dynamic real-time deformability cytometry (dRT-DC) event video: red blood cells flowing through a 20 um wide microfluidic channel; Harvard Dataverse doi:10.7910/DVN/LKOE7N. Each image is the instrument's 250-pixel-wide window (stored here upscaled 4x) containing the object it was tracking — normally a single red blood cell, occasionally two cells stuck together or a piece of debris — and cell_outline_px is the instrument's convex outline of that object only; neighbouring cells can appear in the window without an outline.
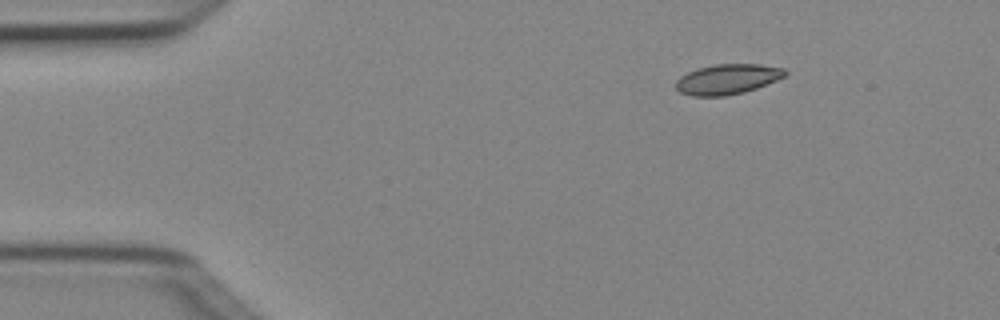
{"species": "Egyptian fruit bat (a non-hibernating species)", "species_latin": "Rousettus aegyptiacus", "temperature_condition": "cold", "stored_images_in_passage": 4, "camera_frame_rate_fps": 3000, "um_per_image_px": 0.085, "animal": {"sex": "female"}, "frame": {"image": 1, "passage_image": 2, "time_ms": 0.333, "image_size_px": [1000, 320], "cell_outline_px": [[788, 72], [784, 76], [776, 80], [756, 88], [744, 92], [724, 96], [692, 96], [680, 92], [676, 88], [676, 80], [680, 76], [696, 68], [716, 64], [760, 64], [784, 68]], "centroid_in_image_um": [61.82, 6.72], "position_along_channel_um": 23.2, "area_um2": 19.19}}